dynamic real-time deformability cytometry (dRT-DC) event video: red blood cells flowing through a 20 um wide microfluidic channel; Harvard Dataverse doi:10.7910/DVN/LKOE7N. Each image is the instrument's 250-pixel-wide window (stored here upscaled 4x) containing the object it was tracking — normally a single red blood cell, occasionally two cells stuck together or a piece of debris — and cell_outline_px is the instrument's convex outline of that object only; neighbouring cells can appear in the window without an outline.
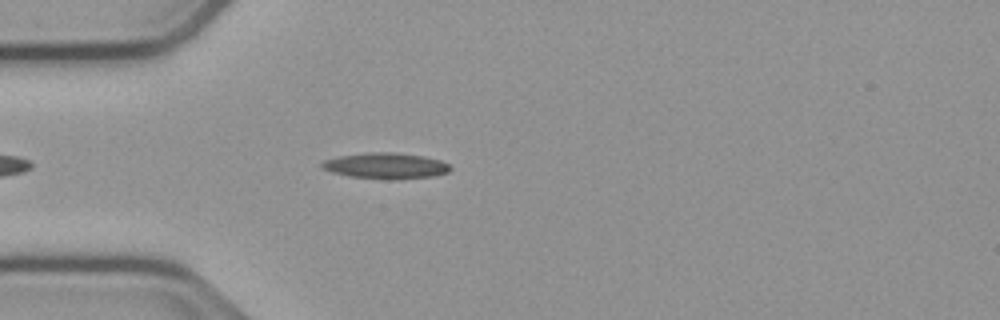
{"species": "common noctule bat (a hibernating species)", "species_latin": "Nyctalus noctula", "temperature_condition": "cold", "stored_images_in_passage": 16, "camera_frame_rate_fps": 3000, "um_per_image_px": 0.085, "animal": {"sex": "male", "body_mass_g": 23.1, "forearm_length_mm": 52.7}, "frame": {"image": 1, "passage_image": 2, "time_ms": 0.333, "image_size_px": [1000, 320], "cell_outline_px": [[452, 168], [448, 172], [432, 176], [396, 180], [392, 180], [348, 176], [332, 172], [320, 168], [320, 164], [324, 160], [340, 156], [372, 152], [392, 152], [424, 156], [440, 160], [448, 164]], "centroid_in_image_um": [32.78, 14.1], "position_along_channel_um": 52.2, "area_um2": 19.42}}
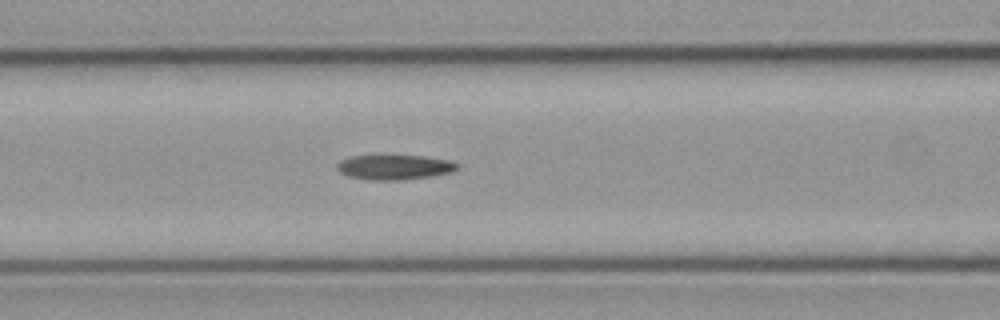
{"frame": {"image": 2, "passage_image": 9, "time_ms": 2.667, "image_size_px": [1000, 320], "cell_outline_px": [[456, 168], [452, 172], [432, 176], [404, 180], [368, 180], [348, 176], [340, 172], [336, 168], [336, 164], [340, 160], [352, 156], [420, 156], [448, 160], [456, 164]], "centroid_in_image_um": [33.47, 14.22], "position_along_channel_um": 133.1, "area_um2": 17.22}}
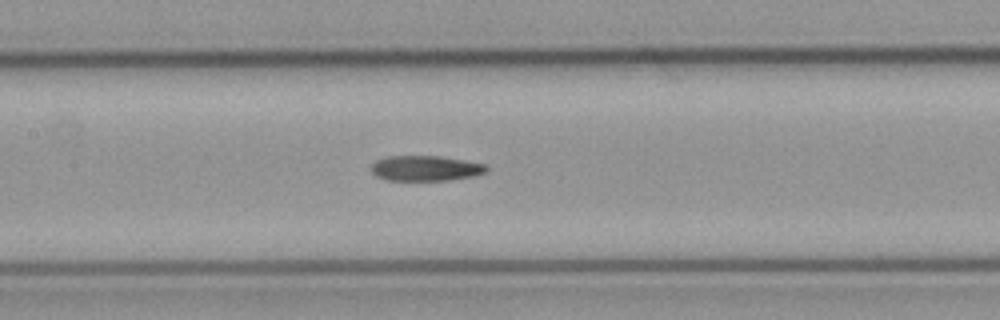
{"frame": {"image": 3, "passage_image": 12, "time_ms": 3.667, "image_size_px": [1000, 320], "cell_outline_px": [[488, 172], [472, 176], [448, 180], [388, 180], [376, 176], [372, 172], [372, 164], [376, 160], [388, 156], [440, 156], [488, 164]], "centroid_in_image_um": [36.21, 14.3], "position_along_channel_um": 171.2, "area_um2": 16.99}}